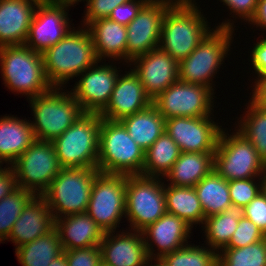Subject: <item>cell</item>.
<instances>
[{"mask_svg":"<svg viewBox=\"0 0 266 266\" xmlns=\"http://www.w3.org/2000/svg\"><path fill=\"white\" fill-rule=\"evenodd\" d=\"M195 0H177L165 13L159 48L178 63L187 58L213 30Z\"/></svg>","mask_w":266,"mask_h":266,"instance_id":"1","label":"cell"},{"mask_svg":"<svg viewBox=\"0 0 266 266\" xmlns=\"http://www.w3.org/2000/svg\"><path fill=\"white\" fill-rule=\"evenodd\" d=\"M42 55L46 77L52 87H63L99 61L86 27L69 31Z\"/></svg>","mask_w":266,"mask_h":266,"instance_id":"2","label":"cell"},{"mask_svg":"<svg viewBox=\"0 0 266 266\" xmlns=\"http://www.w3.org/2000/svg\"><path fill=\"white\" fill-rule=\"evenodd\" d=\"M233 26L230 19L215 26L196 49L179 62V80L214 89L212 80L230 51Z\"/></svg>","mask_w":266,"mask_h":266,"instance_id":"3","label":"cell"},{"mask_svg":"<svg viewBox=\"0 0 266 266\" xmlns=\"http://www.w3.org/2000/svg\"><path fill=\"white\" fill-rule=\"evenodd\" d=\"M145 151L120 121L102 118L97 169L101 173L142 175Z\"/></svg>","mask_w":266,"mask_h":266,"instance_id":"4","label":"cell"},{"mask_svg":"<svg viewBox=\"0 0 266 266\" xmlns=\"http://www.w3.org/2000/svg\"><path fill=\"white\" fill-rule=\"evenodd\" d=\"M0 70L6 87L28 99L52 88L43 64V55L24 45L0 47Z\"/></svg>","mask_w":266,"mask_h":266,"instance_id":"5","label":"cell"},{"mask_svg":"<svg viewBox=\"0 0 266 266\" xmlns=\"http://www.w3.org/2000/svg\"><path fill=\"white\" fill-rule=\"evenodd\" d=\"M102 117L84 112L53 141L62 168H97Z\"/></svg>","mask_w":266,"mask_h":266,"instance_id":"6","label":"cell"},{"mask_svg":"<svg viewBox=\"0 0 266 266\" xmlns=\"http://www.w3.org/2000/svg\"><path fill=\"white\" fill-rule=\"evenodd\" d=\"M60 89L64 91L52 87L29 99L34 116L30 123L37 140L53 142L84 113L71 92Z\"/></svg>","mask_w":266,"mask_h":266,"instance_id":"7","label":"cell"},{"mask_svg":"<svg viewBox=\"0 0 266 266\" xmlns=\"http://www.w3.org/2000/svg\"><path fill=\"white\" fill-rule=\"evenodd\" d=\"M97 168H62L42 194L54 220L86 213Z\"/></svg>","mask_w":266,"mask_h":266,"instance_id":"8","label":"cell"},{"mask_svg":"<svg viewBox=\"0 0 266 266\" xmlns=\"http://www.w3.org/2000/svg\"><path fill=\"white\" fill-rule=\"evenodd\" d=\"M162 180L159 177L127 175L125 218L131 225L129 231L142 232L166 213Z\"/></svg>","mask_w":266,"mask_h":266,"instance_id":"9","label":"cell"},{"mask_svg":"<svg viewBox=\"0 0 266 266\" xmlns=\"http://www.w3.org/2000/svg\"><path fill=\"white\" fill-rule=\"evenodd\" d=\"M231 134L222 128L214 154V170L227 181L261 177L266 163L254 145L238 131Z\"/></svg>","mask_w":266,"mask_h":266,"instance_id":"10","label":"cell"},{"mask_svg":"<svg viewBox=\"0 0 266 266\" xmlns=\"http://www.w3.org/2000/svg\"><path fill=\"white\" fill-rule=\"evenodd\" d=\"M19 188L42 195L61 171L52 141L35 140L11 165Z\"/></svg>","mask_w":266,"mask_h":266,"instance_id":"11","label":"cell"},{"mask_svg":"<svg viewBox=\"0 0 266 266\" xmlns=\"http://www.w3.org/2000/svg\"><path fill=\"white\" fill-rule=\"evenodd\" d=\"M127 175L99 173L91 189L86 213L104 233L115 232L125 217Z\"/></svg>","mask_w":266,"mask_h":266,"instance_id":"12","label":"cell"},{"mask_svg":"<svg viewBox=\"0 0 266 266\" xmlns=\"http://www.w3.org/2000/svg\"><path fill=\"white\" fill-rule=\"evenodd\" d=\"M214 90L177 80L152 100L164 117H206L214 110ZM213 100V101H212ZM213 107V108H212Z\"/></svg>","mask_w":266,"mask_h":266,"instance_id":"13","label":"cell"},{"mask_svg":"<svg viewBox=\"0 0 266 266\" xmlns=\"http://www.w3.org/2000/svg\"><path fill=\"white\" fill-rule=\"evenodd\" d=\"M177 0H150L127 27V63L159 47L166 11Z\"/></svg>","mask_w":266,"mask_h":266,"instance_id":"14","label":"cell"},{"mask_svg":"<svg viewBox=\"0 0 266 266\" xmlns=\"http://www.w3.org/2000/svg\"><path fill=\"white\" fill-rule=\"evenodd\" d=\"M68 8L69 6L40 0L34 11L25 45L43 54L63 39L73 29L68 22Z\"/></svg>","mask_w":266,"mask_h":266,"instance_id":"15","label":"cell"},{"mask_svg":"<svg viewBox=\"0 0 266 266\" xmlns=\"http://www.w3.org/2000/svg\"><path fill=\"white\" fill-rule=\"evenodd\" d=\"M210 116L165 119V132L181 152H215L222 129Z\"/></svg>","mask_w":266,"mask_h":266,"instance_id":"16","label":"cell"},{"mask_svg":"<svg viewBox=\"0 0 266 266\" xmlns=\"http://www.w3.org/2000/svg\"><path fill=\"white\" fill-rule=\"evenodd\" d=\"M87 68L80 74V80L70 90L83 112L100 113L108 104L116 80L120 75L116 66L98 65Z\"/></svg>","mask_w":266,"mask_h":266,"instance_id":"17","label":"cell"},{"mask_svg":"<svg viewBox=\"0 0 266 266\" xmlns=\"http://www.w3.org/2000/svg\"><path fill=\"white\" fill-rule=\"evenodd\" d=\"M130 63L151 100L179 79V63L159 47L135 57Z\"/></svg>","mask_w":266,"mask_h":266,"instance_id":"18","label":"cell"},{"mask_svg":"<svg viewBox=\"0 0 266 266\" xmlns=\"http://www.w3.org/2000/svg\"><path fill=\"white\" fill-rule=\"evenodd\" d=\"M118 76L107 106L99 113L104 119L120 121L152 104L137 74L131 69Z\"/></svg>","mask_w":266,"mask_h":266,"instance_id":"19","label":"cell"},{"mask_svg":"<svg viewBox=\"0 0 266 266\" xmlns=\"http://www.w3.org/2000/svg\"><path fill=\"white\" fill-rule=\"evenodd\" d=\"M191 230L192 227L183 219L166 212L142 231L148 257L153 260L161 259L163 256L187 245ZM151 243H155L154 245L158 247V252H155L157 254L154 253L155 250Z\"/></svg>","mask_w":266,"mask_h":266,"instance_id":"20","label":"cell"},{"mask_svg":"<svg viewBox=\"0 0 266 266\" xmlns=\"http://www.w3.org/2000/svg\"><path fill=\"white\" fill-rule=\"evenodd\" d=\"M106 232L100 243L102 263L108 266H145L149 259L143 233Z\"/></svg>","mask_w":266,"mask_h":266,"instance_id":"21","label":"cell"},{"mask_svg":"<svg viewBox=\"0 0 266 266\" xmlns=\"http://www.w3.org/2000/svg\"><path fill=\"white\" fill-rule=\"evenodd\" d=\"M55 228V220L42 195H34L24 206L8 236L18 248L47 235Z\"/></svg>","mask_w":266,"mask_h":266,"instance_id":"22","label":"cell"},{"mask_svg":"<svg viewBox=\"0 0 266 266\" xmlns=\"http://www.w3.org/2000/svg\"><path fill=\"white\" fill-rule=\"evenodd\" d=\"M40 0H0V47L24 45Z\"/></svg>","mask_w":266,"mask_h":266,"instance_id":"23","label":"cell"},{"mask_svg":"<svg viewBox=\"0 0 266 266\" xmlns=\"http://www.w3.org/2000/svg\"><path fill=\"white\" fill-rule=\"evenodd\" d=\"M55 229L63 251L99 246L105 234L87 213L55 219Z\"/></svg>","mask_w":266,"mask_h":266,"instance_id":"24","label":"cell"},{"mask_svg":"<svg viewBox=\"0 0 266 266\" xmlns=\"http://www.w3.org/2000/svg\"><path fill=\"white\" fill-rule=\"evenodd\" d=\"M99 61L113 58L127 63V27L109 18L90 23L87 27Z\"/></svg>","mask_w":266,"mask_h":266,"instance_id":"25","label":"cell"},{"mask_svg":"<svg viewBox=\"0 0 266 266\" xmlns=\"http://www.w3.org/2000/svg\"><path fill=\"white\" fill-rule=\"evenodd\" d=\"M35 140L29 120L9 115L0 118V164L10 166Z\"/></svg>","mask_w":266,"mask_h":266,"instance_id":"26","label":"cell"},{"mask_svg":"<svg viewBox=\"0 0 266 266\" xmlns=\"http://www.w3.org/2000/svg\"><path fill=\"white\" fill-rule=\"evenodd\" d=\"M215 152H181L165 175L168 185L194 187L214 170Z\"/></svg>","mask_w":266,"mask_h":266,"instance_id":"27","label":"cell"},{"mask_svg":"<svg viewBox=\"0 0 266 266\" xmlns=\"http://www.w3.org/2000/svg\"><path fill=\"white\" fill-rule=\"evenodd\" d=\"M120 122L127 129L129 136L144 151L165 132V119L153 104L122 118Z\"/></svg>","mask_w":266,"mask_h":266,"instance_id":"28","label":"cell"},{"mask_svg":"<svg viewBox=\"0 0 266 266\" xmlns=\"http://www.w3.org/2000/svg\"><path fill=\"white\" fill-rule=\"evenodd\" d=\"M166 212L183 219L193 228V224L204 225L205 215L194 187L164 184Z\"/></svg>","mask_w":266,"mask_h":266,"instance_id":"29","label":"cell"},{"mask_svg":"<svg viewBox=\"0 0 266 266\" xmlns=\"http://www.w3.org/2000/svg\"><path fill=\"white\" fill-rule=\"evenodd\" d=\"M243 217L244 207L231 203L222 213L205 218V225L201 227L205 229L207 246L218 253L226 248Z\"/></svg>","mask_w":266,"mask_h":266,"instance_id":"30","label":"cell"},{"mask_svg":"<svg viewBox=\"0 0 266 266\" xmlns=\"http://www.w3.org/2000/svg\"><path fill=\"white\" fill-rule=\"evenodd\" d=\"M181 150L175 141L164 132L146 151L142 175L161 177L171 170L180 157Z\"/></svg>","mask_w":266,"mask_h":266,"instance_id":"31","label":"cell"},{"mask_svg":"<svg viewBox=\"0 0 266 266\" xmlns=\"http://www.w3.org/2000/svg\"><path fill=\"white\" fill-rule=\"evenodd\" d=\"M205 218L222 213L231 204L229 181L215 170L194 186Z\"/></svg>","mask_w":266,"mask_h":266,"instance_id":"32","label":"cell"},{"mask_svg":"<svg viewBox=\"0 0 266 266\" xmlns=\"http://www.w3.org/2000/svg\"><path fill=\"white\" fill-rule=\"evenodd\" d=\"M62 252L60 237L55 228L47 235L15 249L22 266H48Z\"/></svg>","mask_w":266,"mask_h":266,"instance_id":"33","label":"cell"},{"mask_svg":"<svg viewBox=\"0 0 266 266\" xmlns=\"http://www.w3.org/2000/svg\"><path fill=\"white\" fill-rule=\"evenodd\" d=\"M249 103L248 111L243 119L240 118L241 120L238 121L236 130L254 145L259 156L266 163V110L252 100H249Z\"/></svg>","mask_w":266,"mask_h":266,"instance_id":"34","label":"cell"},{"mask_svg":"<svg viewBox=\"0 0 266 266\" xmlns=\"http://www.w3.org/2000/svg\"><path fill=\"white\" fill-rule=\"evenodd\" d=\"M218 266H266V237L242 248H224Z\"/></svg>","mask_w":266,"mask_h":266,"instance_id":"35","label":"cell"},{"mask_svg":"<svg viewBox=\"0 0 266 266\" xmlns=\"http://www.w3.org/2000/svg\"><path fill=\"white\" fill-rule=\"evenodd\" d=\"M200 245H185L161 258L166 266H218V252Z\"/></svg>","mask_w":266,"mask_h":266,"instance_id":"36","label":"cell"},{"mask_svg":"<svg viewBox=\"0 0 266 266\" xmlns=\"http://www.w3.org/2000/svg\"><path fill=\"white\" fill-rule=\"evenodd\" d=\"M33 196V193L18 187L0 200V242L8 239L14 223Z\"/></svg>","mask_w":266,"mask_h":266,"instance_id":"37","label":"cell"},{"mask_svg":"<svg viewBox=\"0 0 266 266\" xmlns=\"http://www.w3.org/2000/svg\"><path fill=\"white\" fill-rule=\"evenodd\" d=\"M260 178L256 183L255 179ZM261 192V177L229 181V195L232 204L245 207Z\"/></svg>","mask_w":266,"mask_h":266,"instance_id":"38","label":"cell"},{"mask_svg":"<svg viewBox=\"0 0 266 266\" xmlns=\"http://www.w3.org/2000/svg\"><path fill=\"white\" fill-rule=\"evenodd\" d=\"M265 237L266 236L254 222L243 217L239 220L238 226L226 248H242L256 243Z\"/></svg>","mask_w":266,"mask_h":266,"instance_id":"39","label":"cell"},{"mask_svg":"<svg viewBox=\"0 0 266 266\" xmlns=\"http://www.w3.org/2000/svg\"><path fill=\"white\" fill-rule=\"evenodd\" d=\"M68 266H101L100 246H89L64 251Z\"/></svg>","mask_w":266,"mask_h":266,"instance_id":"40","label":"cell"},{"mask_svg":"<svg viewBox=\"0 0 266 266\" xmlns=\"http://www.w3.org/2000/svg\"><path fill=\"white\" fill-rule=\"evenodd\" d=\"M128 1L130 0H88L85 4L86 14L82 21L84 24L82 28L96 20L108 18L115 7Z\"/></svg>","mask_w":266,"mask_h":266,"instance_id":"41","label":"cell"},{"mask_svg":"<svg viewBox=\"0 0 266 266\" xmlns=\"http://www.w3.org/2000/svg\"><path fill=\"white\" fill-rule=\"evenodd\" d=\"M150 0H130L115 7L109 19L127 26Z\"/></svg>","mask_w":266,"mask_h":266,"instance_id":"42","label":"cell"},{"mask_svg":"<svg viewBox=\"0 0 266 266\" xmlns=\"http://www.w3.org/2000/svg\"><path fill=\"white\" fill-rule=\"evenodd\" d=\"M245 217L254 222L266 236V196L260 192L244 207Z\"/></svg>","mask_w":266,"mask_h":266,"instance_id":"43","label":"cell"},{"mask_svg":"<svg viewBox=\"0 0 266 266\" xmlns=\"http://www.w3.org/2000/svg\"><path fill=\"white\" fill-rule=\"evenodd\" d=\"M224 2L226 6L234 15H238L239 18L244 21H250L253 17L258 0H220Z\"/></svg>","mask_w":266,"mask_h":266,"instance_id":"44","label":"cell"},{"mask_svg":"<svg viewBox=\"0 0 266 266\" xmlns=\"http://www.w3.org/2000/svg\"><path fill=\"white\" fill-rule=\"evenodd\" d=\"M260 39L256 44L254 43V47L251 51V65L253 66V70L255 74H257L258 81L261 77L266 76V36L265 38Z\"/></svg>","mask_w":266,"mask_h":266,"instance_id":"45","label":"cell"},{"mask_svg":"<svg viewBox=\"0 0 266 266\" xmlns=\"http://www.w3.org/2000/svg\"><path fill=\"white\" fill-rule=\"evenodd\" d=\"M0 167V200L18 188L16 175L11 166Z\"/></svg>","mask_w":266,"mask_h":266,"instance_id":"46","label":"cell"},{"mask_svg":"<svg viewBox=\"0 0 266 266\" xmlns=\"http://www.w3.org/2000/svg\"><path fill=\"white\" fill-rule=\"evenodd\" d=\"M251 100L266 109V76L254 82Z\"/></svg>","mask_w":266,"mask_h":266,"instance_id":"47","label":"cell"},{"mask_svg":"<svg viewBox=\"0 0 266 266\" xmlns=\"http://www.w3.org/2000/svg\"><path fill=\"white\" fill-rule=\"evenodd\" d=\"M248 23L266 30V0H258L255 13Z\"/></svg>","mask_w":266,"mask_h":266,"instance_id":"48","label":"cell"},{"mask_svg":"<svg viewBox=\"0 0 266 266\" xmlns=\"http://www.w3.org/2000/svg\"><path fill=\"white\" fill-rule=\"evenodd\" d=\"M48 266H68L64 251L58 257L54 258Z\"/></svg>","mask_w":266,"mask_h":266,"instance_id":"49","label":"cell"},{"mask_svg":"<svg viewBox=\"0 0 266 266\" xmlns=\"http://www.w3.org/2000/svg\"><path fill=\"white\" fill-rule=\"evenodd\" d=\"M52 3H55V4H61V5H65V6H74L75 3L78 4V2H81L82 0H48ZM83 1H88V0H83Z\"/></svg>","mask_w":266,"mask_h":266,"instance_id":"50","label":"cell"},{"mask_svg":"<svg viewBox=\"0 0 266 266\" xmlns=\"http://www.w3.org/2000/svg\"><path fill=\"white\" fill-rule=\"evenodd\" d=\"M261 176V192L266 196V167Z\"/></svg>","mask_w":266,"mask_h":266,"instance_id":"51","label":"cell"},{"mask_svg":"<svg viewBox=\"0 0 266 266\" xmlns=\"http://www.w3.org/2000/svg\"><path fill=\"white\" fill-rule=\"evenodd\" d=\"M152 260L153 259H148L147 260V262H146V265L145 266H166L165 265V263L161 260V259H155V262L157 263H155L154 265L151 263V265H150V263L149 262H152Z\"/></svg>","mask_w":266,"mask_h":266,"instance_id":"52","label":"cell"}]
</instances>
